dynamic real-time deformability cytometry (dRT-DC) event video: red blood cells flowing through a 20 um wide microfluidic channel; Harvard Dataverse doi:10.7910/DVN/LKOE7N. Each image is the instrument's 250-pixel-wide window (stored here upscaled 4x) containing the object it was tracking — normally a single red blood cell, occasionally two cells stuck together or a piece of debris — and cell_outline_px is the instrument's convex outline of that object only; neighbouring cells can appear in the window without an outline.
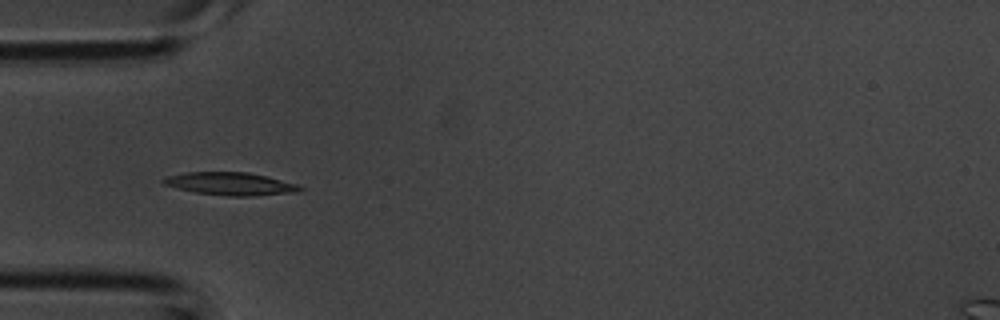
{"species": "common noctule bat (a hibernating species)", "species_latin": "Nyctalus noctula", "temperature_condition": "room temperature", "stored_images_in_passage": 3, "camera_frame_rate_fps": 3000, "um_per_image_px": 0.085, "animal": {"sex": "male", "body_mass_g": 20.1, "forearm_length_mm": 53.5}, "frame": {"image": 1, "passage_image": 2, "time_ms": 0.333, "image_size_px": [1000, 320], "cell_outline_px": [[304, 188], [296, 192], [252, 196], [228, 196], [192, 192], [176, 188], [164, 184], [160, 180], [168, 176], [188, 172], [248, 172], [296, 184]], "centroid_in_image_um": [19.54, 15.63], "position_along_channel_um": 65.5, "area_um2": 17.98}}
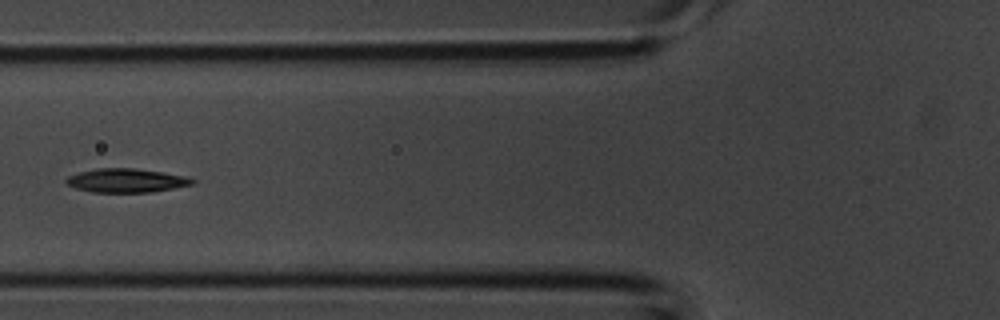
{"frame": {"image": 2, "passage_image": 3, "time_ms": 0.667, "image_size_px": [1000, 320], "cell_outline_px": [[196, 180], [192, 184], [152, 192], [92, 192], [76, 188], [68, 184], [64, 180], [68, 176], [80, 172], [96, 168], [136, 168], [164, 172], [188, 176]], "centroid_in_image_um": [10.75, 15.33], "position_along_channel_um": 115.0, "area_um2": 17.51}}